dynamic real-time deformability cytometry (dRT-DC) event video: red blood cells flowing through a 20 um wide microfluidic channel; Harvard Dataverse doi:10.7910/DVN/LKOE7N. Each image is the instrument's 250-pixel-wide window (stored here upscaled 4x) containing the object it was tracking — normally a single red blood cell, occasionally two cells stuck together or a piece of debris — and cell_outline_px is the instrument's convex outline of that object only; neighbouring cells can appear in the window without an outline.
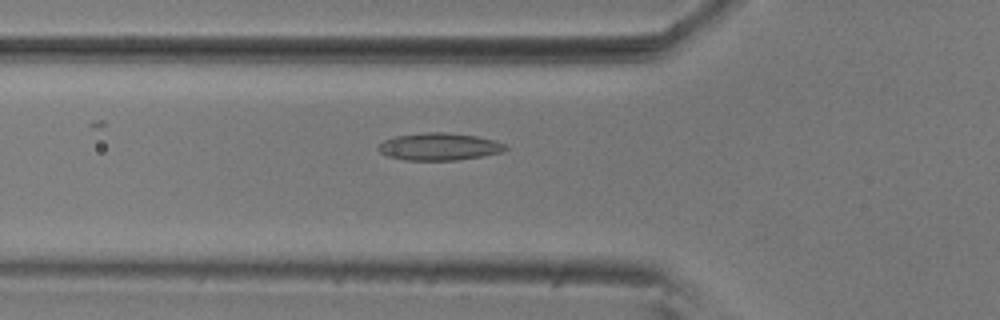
{"species": "common noctule bat (a hibernating species)", "species_latin": "Nyctalus noctula", "temperature_condition": "room temperature", "stored_images_in_passage": 49, "camera_frame_rate_fps": 3000, "um_per_image_px": 0.085, "animal": {"sex": "male", "body_mass_g": 20.5, "forearm_length_mm": 52.5}, "frame": {"image": 1, "passage_image": 19, "time_ms": 6.0, "image_size_px": [1000, 320], "cell_outline_px": [[508, 148], [500, 152], [480, 156], [456, 160], [408, 160], [388, 156], [380, 152], [376, 148], [384, 140], [396, 136], [424, 132], [444, 132], [476, 136], [496, 140], [504, 144]], "centroid_in_image_um": [37.31, 12.45], "position_along_channel_um": 88.5, "area_um2": 20.06}}
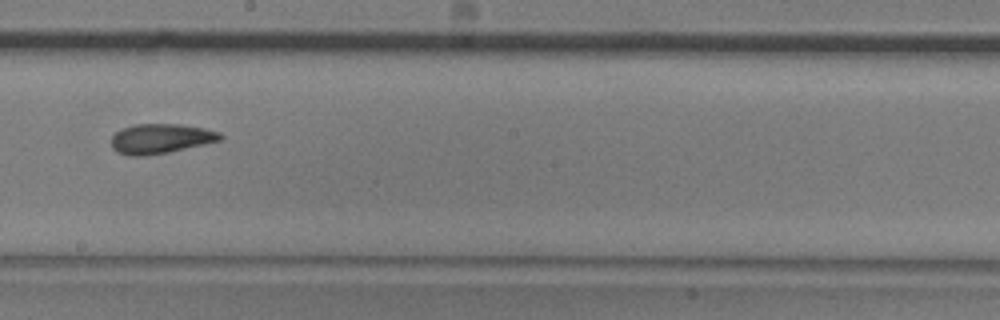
{"frame": {"image": 2, "passage_image": 31, "time_ms": 10.0, "image_size_px": [1000, 320], "cell_outline_px": [[224, 136], [220, 140], [204, 144], [168, 152], [148, 156], [128, 156], [116, 152], [112, 148], [112, 136], [120, 128], [136, 124], [180, 124], [204, 128], [220, 132]], "centroid_in_image_um": [13.63, 11.79], "position_along_channel_um": 234.6, "area_um2": 19.02}}
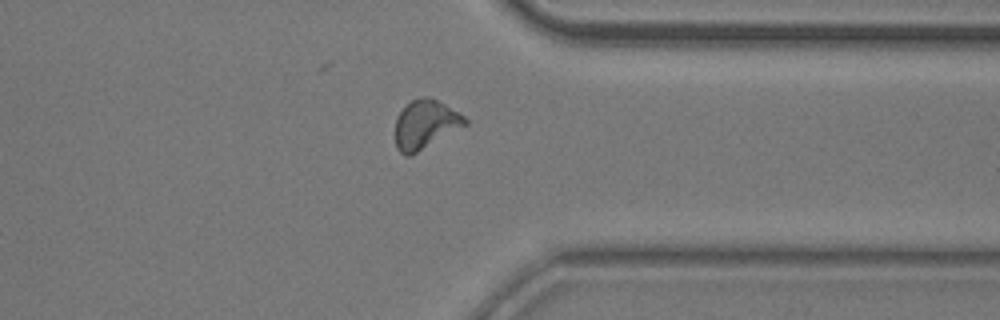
{"frame": {"image": 3, "passage_image": 43, "time_ms": 14.0, "image_size_px": [1000, 320], "cell_outline_px": [[468, 124], [416, 152], [408, 156], [404, 156], [396, 148], [396, 116], [412, 100], [424, 96], [428, 96], [444, 104], [464, 116], [468, 120]], "centroid_in_image_um": [36.14, 10.57], "position_along_channel_um": 375.3, "area_um2": 19.42}}